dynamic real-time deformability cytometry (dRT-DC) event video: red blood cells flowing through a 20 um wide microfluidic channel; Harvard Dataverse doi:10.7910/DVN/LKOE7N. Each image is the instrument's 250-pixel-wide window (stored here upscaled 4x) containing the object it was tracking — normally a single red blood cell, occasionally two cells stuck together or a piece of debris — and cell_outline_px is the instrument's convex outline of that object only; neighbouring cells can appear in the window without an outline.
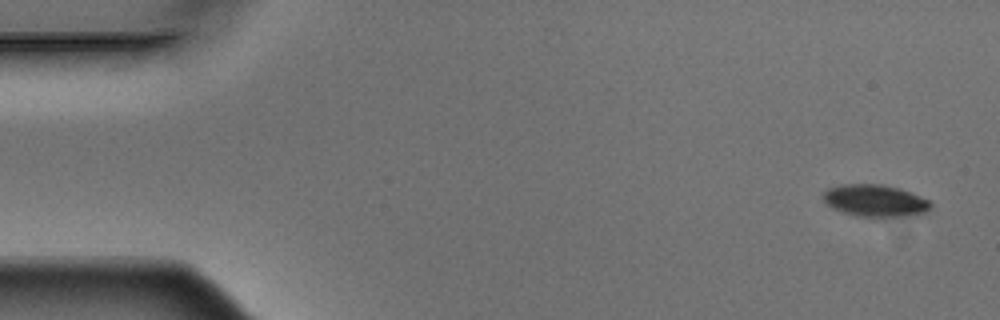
{"species": "Egyptian fruit bat (a non-hibernating species)", "species_latin": "Rousettus aegyptiacus", "temperature_condition": "warm", "stored_images_in_passage": 3, "camera_frame_rate_fps": 3000, "um_per_image_px": 0.085, "animal": {"sex": "male"}, "frame": {"image": 1, "passage_image": 1, "time_ms": 0.0, "image_size_px": [1000, 320], "cell_outline_px": [[932, 208], [928, 212], [896, 216], [856, 216], [832, 208], [824, 200], [824, 192], [828, 188], [840, 184], [880, 184], [900, 188], [928, 200], [932, 204]], "centroid_in_image_um": [74.38, 17.04], "position_along_channel_um": 10.6, "area_um2": 19.77}}